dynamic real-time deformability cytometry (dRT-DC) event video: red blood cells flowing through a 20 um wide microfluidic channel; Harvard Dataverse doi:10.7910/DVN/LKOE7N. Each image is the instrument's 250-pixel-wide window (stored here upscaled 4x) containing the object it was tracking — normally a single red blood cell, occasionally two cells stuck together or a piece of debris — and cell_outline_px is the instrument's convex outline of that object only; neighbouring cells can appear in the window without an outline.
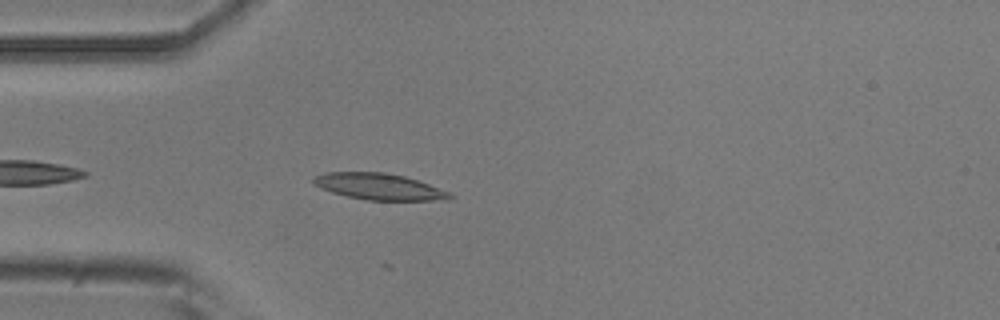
{"species": "common noctule bat (a hibernating species)", "species_latin": "Nyctalus noctula", "temperature_condition": "room temperature", "stored_images_in_passage": 13, "camera_frame_rate_fps": 3000, "um_per_image_px": 0.085, "animal": {"sex": "male", "body_mass_g": 20.5, "forearm_length_mm": 52.5}, "frame": {"image": 1, "passage_image": 4, "time_ms": 1.0, "image_size_px": [1000, 320], "cell_outline_px": [[456, 196], [448, 200], [368, 200], [348, 196], [332, 192], [320, 188], [312, 184], [312, 180], [316, 176], [324, 172], [384, 172], [404, 176], [452, 192]], "centroid_in_image_um": [32.25, 15.86], "position_along_channel_um": 52.8, "area_um2": 20.98}}
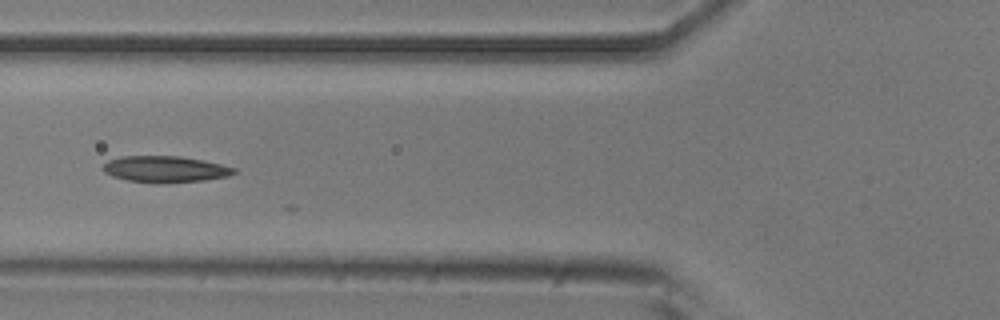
{"frame": {"image": 2, "passage_image": 9, "time_ms": 2.667, "image_size_px": [1000, 320], "cell_outline_px": [[236, 172], [228, 176], [204, 180], [128, 180], [112, 176], [104, 172], [100, 168], [108, 160], [120, 156], [180, 156], [204, 160], [236, 168]], "centroid_in_image_um": [14.02, 14.32], "position_along_channel_um": 111.8, "area_um2": 19.19}}
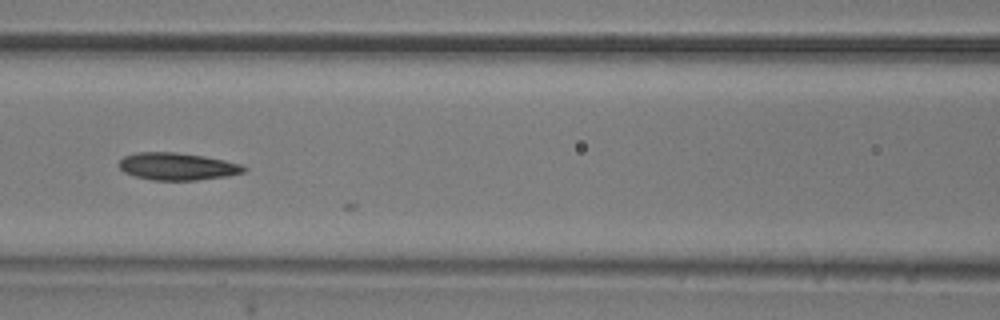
{"frame": {"image": 3, "passage_image": 12, "time_ms": 3.667, "image_size_px": [1000, 320], "cell_outline_px": [[248, 168], [244, 172], [224, 176], [196, 180], [152, 180], [136, 176], [124, 172], [120, 168], [120, 160], [124, 156], [136, 152], [176, 152], [204, 156], [224, 160], [240, 164]], "centroid_in_image_um": [15.06, 14.14], "position_along_channel_um": 151.5, "area_um2": 19.71}}